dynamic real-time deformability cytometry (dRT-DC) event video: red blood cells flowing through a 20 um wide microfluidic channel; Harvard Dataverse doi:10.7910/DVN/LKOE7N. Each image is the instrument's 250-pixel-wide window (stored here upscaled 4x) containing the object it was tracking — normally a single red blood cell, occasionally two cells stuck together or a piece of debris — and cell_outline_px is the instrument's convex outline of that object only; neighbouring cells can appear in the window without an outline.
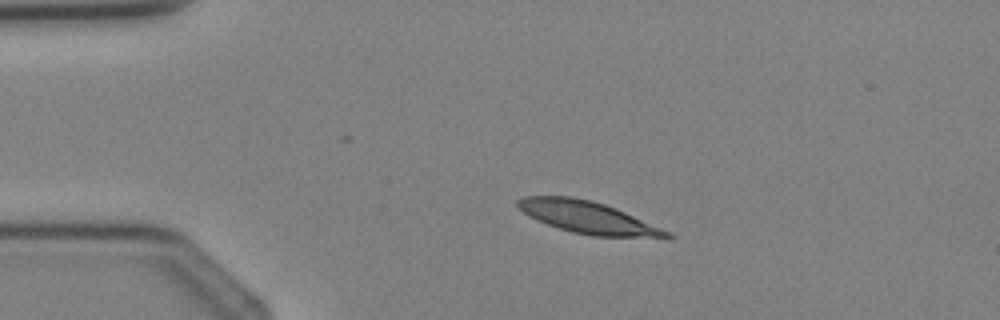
{"species": "Egyptian fruit bat (a non-hibernating species)", "species_latin": "Rousettus aegyptiacus", "temperature_condition": "cold", "stored_images_in_passage": 2, "camera_frame_rate_fps": 3000, "um_per_image_px": 0.085, "animal": {"sex": "female"}, "frame": {"image": 1, "passage_image": 1, "time_ms": 0.0, "image_size_px": [1000, 320], "cell_outline_px": [[676, 236], [592, 236], [572, 232], [536, 220], [528, 216], [516, 208], [516, 200], [524, 196], [572, 196], [592, 200], [616, 208], [672, 232]], "centroid_in_image_um": [49.88, 18.45], "position_along_channel_um": 35.1, "area_um2": 27.63}}